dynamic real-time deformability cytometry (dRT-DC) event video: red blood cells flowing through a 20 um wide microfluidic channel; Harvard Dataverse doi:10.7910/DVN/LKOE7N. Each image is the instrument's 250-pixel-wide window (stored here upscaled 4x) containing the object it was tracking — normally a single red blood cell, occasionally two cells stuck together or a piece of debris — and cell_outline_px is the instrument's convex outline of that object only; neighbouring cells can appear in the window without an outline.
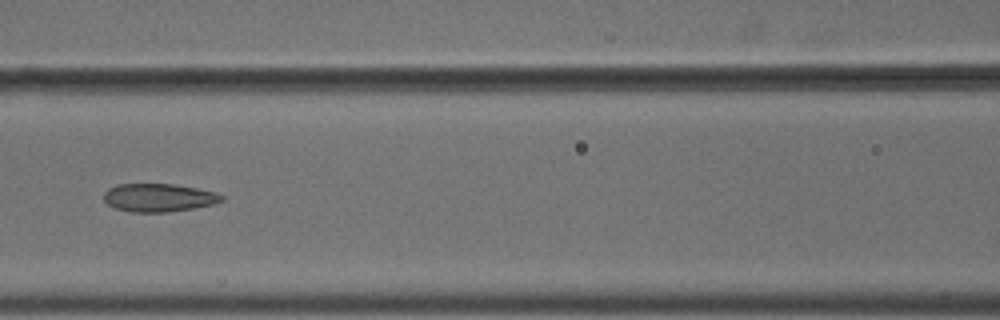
{"species": "common noctule bat (a hibernating species)", "species_latin": "Nyctalus noctula", "temperature_condition": "cold", "stored_images_in_passage": 7, "camera_frame_rate_fps": 3000, "um_per_image_px": 0.085, "animal": {"sex": "male", "body_mass_g": 18.8}, "frame": {"image": 1, "passage_image": 7, "time_ms": 2.0, "image_size_px": [1000, 320], "cell_outline_px": [[224, 200], [212, 204], [192, 208], [168, 212], [132, 212], [116, 208], [108, 204], [104, 200], [104, 192], [108, 188], [116, 184], [172, 184], [196, 188], [216, 192], [224, 196]], "centroid_in_image_um": [13.48, 16.79], "position_along_channel_um": 153.1, "area_um2": 19.25}}